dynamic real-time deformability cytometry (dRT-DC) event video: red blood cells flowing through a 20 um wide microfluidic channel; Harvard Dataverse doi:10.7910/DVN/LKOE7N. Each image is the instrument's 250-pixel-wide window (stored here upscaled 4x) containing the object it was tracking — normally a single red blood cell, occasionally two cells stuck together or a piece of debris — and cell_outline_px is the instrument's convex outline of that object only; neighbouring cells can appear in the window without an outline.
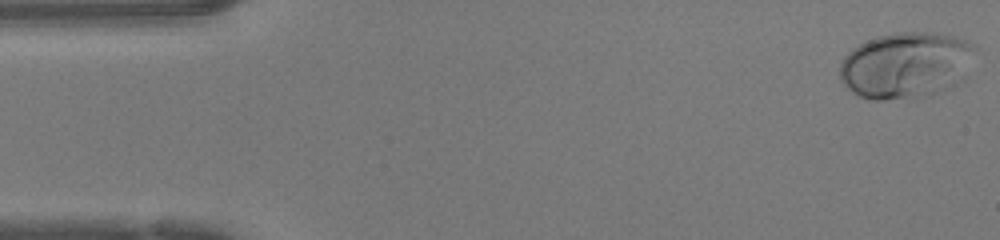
{"species": "human", "species_latin": "Homo sapiens", "temperature_condition": "warm", "stored_images_in_passage": 47, "camera_frame_rate_fps": 3000, "um_per_image_px": 0.085, "donor": {"sex": "female"}, "frame": {"image": 1, "passage_image": 1, "time_ms": 0.0, "image_size_px": [1000, 240], "cell_outline_px": [[976, 48], [916, 92], [908, 96], [880, 100], [872, 100], [860, 96], [852, 92], [840, 80], [840, 60], [852, 48], [876, 36], [896, 32], [932, 32], [956, 36], [976, 44]], "centroid_in_image_um": [76.51, 5.36], "position_along_channel_um": 8.5, "area_um2": 45.89}}
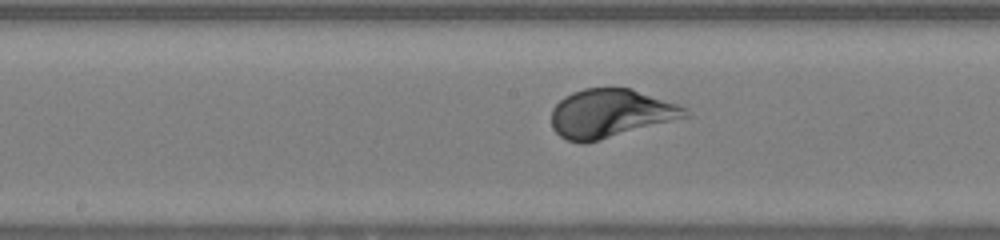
{"frame": {"image": 2, "passage_image": 23, "time_ms": 7.333, "image_size_px": [1000, 240], "cell_outline_px": [[692, 116], [600, 140], [584, 144], [568, 140], [560, 136], [552, 128], [552, 108], [564, 96], [572, 92], [584, 88], [628, 88], [688, 108]], "centroid_in_image_um": [51.89, 9.65], "position_along_channel_um": 196.3, "area_um2": 37.74}}
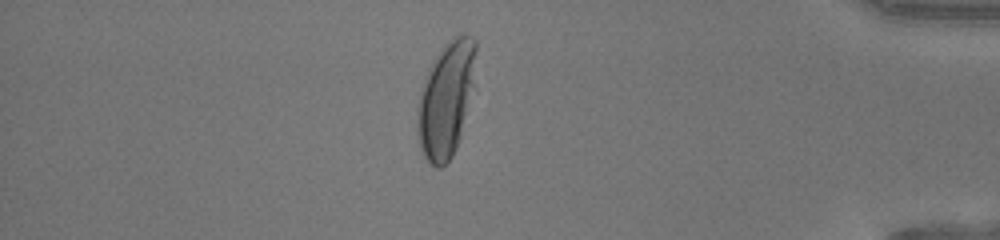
{"frame": {"image": 3, "passage_image": 40, "time_ms": 13.0, "image_size_px": [1000, 240], "cell_outline_px": [[476, 48], [472, 84], [460, 136], [456, 148], [452, 156], [440, 168], [436, 168], [424, 156], [420, 148], [416, 124], [416, 112], [420, 92], [428, 68], [432, 60], [444, 44], [452, 36], [460, 32], [472, 36], [476, 40]], "centroid_in_image_um": [37.87, 8.39], "position_along_channel_um": 397.3, "area_um2": 38.96}, "authors_computed_cell_mechanics": {"area_um2": 39.0728, "velocity_mm_per_s": 4.2635, "shape_relaxation_time_tau1_ms": 2.7853, "shape_relaxation_time_tau2_ms": null, "deformation_change_tau1": 0.1785, "deformation_change_tau2": null}}